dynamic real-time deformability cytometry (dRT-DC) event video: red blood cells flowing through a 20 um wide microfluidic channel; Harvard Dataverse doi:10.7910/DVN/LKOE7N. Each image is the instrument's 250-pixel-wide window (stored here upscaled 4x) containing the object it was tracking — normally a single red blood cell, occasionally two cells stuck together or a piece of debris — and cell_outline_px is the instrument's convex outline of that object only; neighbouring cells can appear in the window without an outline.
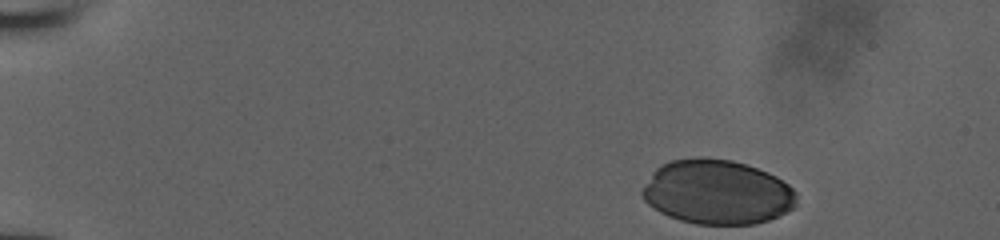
{"species": "human", "species_latin": "Homo sapiens", "temperature_condition": "room temperature", "stored_images_in_passage": 38, "camera_frame_rate_fps": 3000, "um_per_image_px": 0.085, "donor": {"sex": "male"}, "frame": {"image": 1, "passage_image": 1, "time_ms": 0.0, "image_size_px": [1000, 240], "cell_outline_px": [[796, 204], [792, 208], [768, 220], [756, 224], [696, 224], [680, 220], [668, 216], [660, 212], [648, 204], [644, 200], [640, 192], [652, 172], [660, 164], [672, 160], [696, 156], [704, 156], [732, 160], [748, 164], [768, 172], [776, 176], [788, 184], [796, 192]], "centroid_in_image_um": [60.93, 16.3], "position_along_channel_um": 24.1, "area_um2": 58.44}}